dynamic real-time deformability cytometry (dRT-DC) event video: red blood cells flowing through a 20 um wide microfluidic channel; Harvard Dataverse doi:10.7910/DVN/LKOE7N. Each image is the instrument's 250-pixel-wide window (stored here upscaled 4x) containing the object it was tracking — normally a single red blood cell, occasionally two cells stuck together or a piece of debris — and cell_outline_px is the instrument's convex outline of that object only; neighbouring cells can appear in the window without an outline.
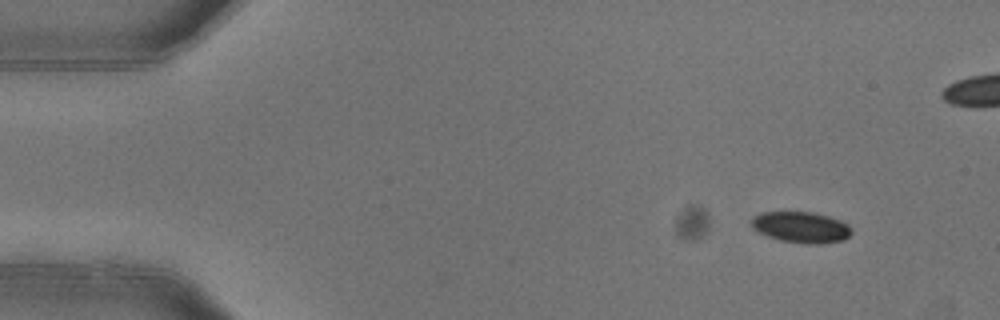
{"species": "common noctule bat (a hibernating species)", "species_latin": "Nyctalus noctula", "temperature_condition": "warm", "stored_images_in_passage": 4, "camera_frame_rate_fps": 3000, "um_per_image_px": 0.085, "animal": {"sex": "female"}, "frame": {"image": 1, "passage_image": 1, "time_ms": 0.0, "image_size_px": [1000, 320], "cell_outline_px": [[852, 232], [844, 240], [820, 244], [812, 244], [780, 240], [768, 236], [752, 228], [752, 216], [760, 212], [812, 212], [828, 216], [840, 220], [848, 224], [852, 228]], "centroid_in_image_um": [68.1, 19.31], "position_along_channel_um": 16.9, "area_um2": 18.09}}